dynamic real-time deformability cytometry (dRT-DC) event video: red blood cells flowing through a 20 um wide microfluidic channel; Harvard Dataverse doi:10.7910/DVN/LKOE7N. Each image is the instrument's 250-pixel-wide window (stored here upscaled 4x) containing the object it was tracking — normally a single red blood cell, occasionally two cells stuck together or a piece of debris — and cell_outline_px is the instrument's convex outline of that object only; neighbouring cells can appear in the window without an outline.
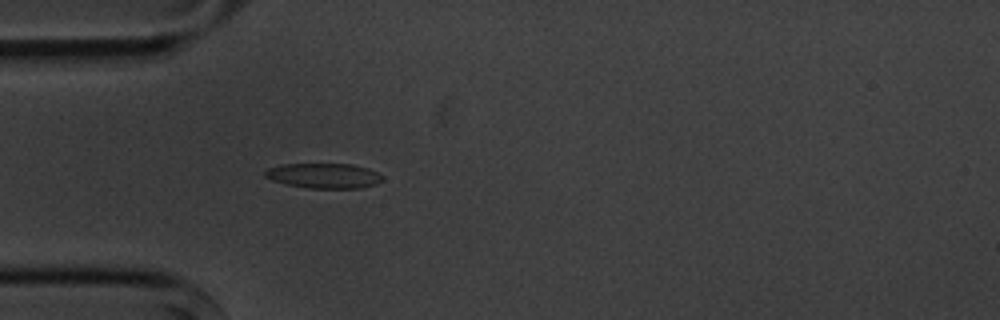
{"species": "common noctule bat (a hibernating species)", "species_latin": "Nyctalus noctula", "temperature_condition": "cold", "stored_images_in_passage": 3, "camera_frame_rate_fps": 3000, "um_per_image_px": 0.085, "animal": {"sex": "male", "body_mass_g": 20.1, "forearm_length_mm": 53.5}, "frame": {"image": 1, "passage_image": 3, "time_ms": 3.333, "image_size_px": [1000, 320], "cell_outline_px": [[384, 180], [376, 184], [360, 188], [308, 188], [288, 184], [272, 180], [264, 176], [264, 172], [268, 168], [280, 164], [352, 164], [368, 168], [384, 176]], "centroid_in_image_um": [27.55, 14.93], "position_along_channel_um": 57.4, "area_um2": 17.17}}